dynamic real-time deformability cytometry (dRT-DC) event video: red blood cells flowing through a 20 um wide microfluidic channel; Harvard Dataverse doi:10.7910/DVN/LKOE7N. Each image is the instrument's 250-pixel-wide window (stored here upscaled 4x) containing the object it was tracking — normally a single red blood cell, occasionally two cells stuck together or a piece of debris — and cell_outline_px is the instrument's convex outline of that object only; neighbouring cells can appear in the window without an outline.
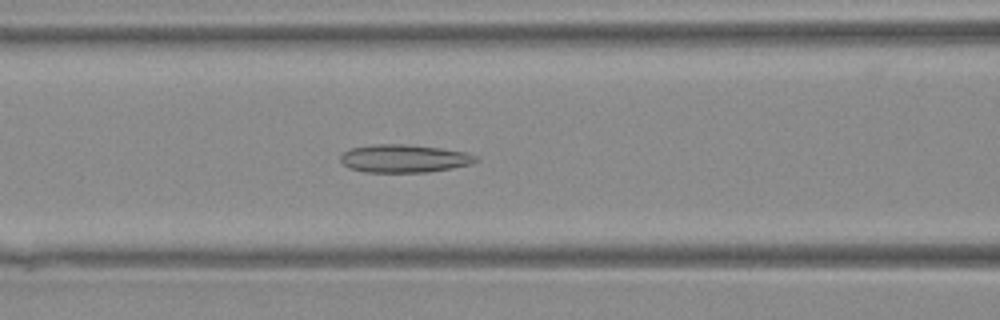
{"species": "Egyptian fruit bat (a non-hibernating species)", "species_latin": "Rousettus aegyptiacus", "temperature_condition": "warm", "stored_images_in_passage": 42, "segment_of_instrument_passage": [1, 2], "camera_frame_rate_fps": 3000, "um_per_image_px": 0.085, "animal": {"sex": "female"}, "frame": {"image": 1, "passage_image": 18, "time_ms": 5.667, "image_size_px": [1000, 320], "cell_outline_px": [[476, 160], [468, 164], [428, 172], [364, 172], [348, 168], [340, 160], [340, 156], [344, 152], [352, 148], [376, 144], [404, 144], [440, 148], [464, 152], [476, 156]], "centroid_in_image_um": [34.27, 13.47], "position_along_channel_um": 132.3, "area_um2": 21.68}}
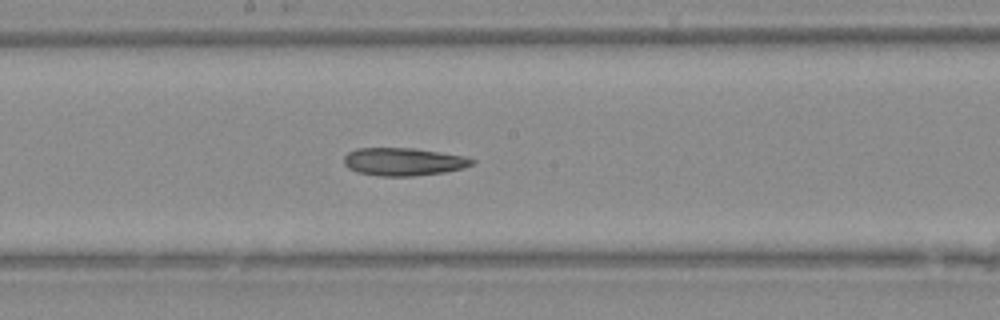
{"frame": {"image": 2, "passage_image": 23, "time_ms": 7.333, "image_size_px": [1000, 320], "cell_outline_px": [[476, 160], [472, 164], [464, 168], [444, 172], [412, 176], [380, 176], [356, 172], [348, 168], [344, 164], [344, 156], [348, 152], [356, 148], [412, 148], [464, 156]], "centroid_in_image_um": [34.26, 13.75], "position_along_channel_um": 213.9, "area_um2": 20.75}}
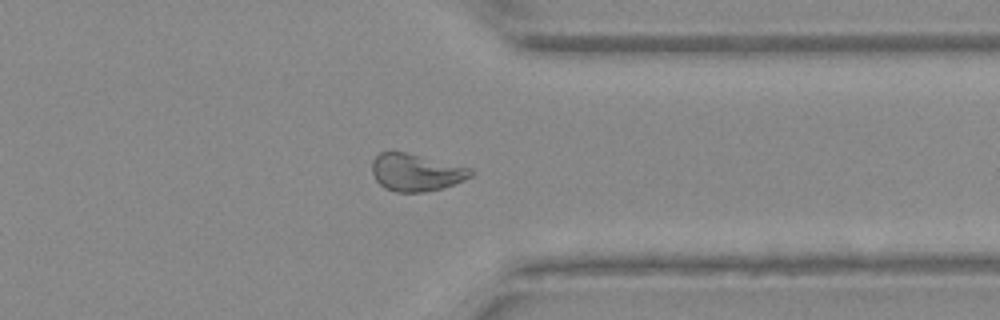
{"frame": {"image": 3, "passage_image": 33, "time_ms": 10.667, "image_size_px": [1000, 320], "cell_outline_px": [[472, 176], [464, 180], [444, 188], [424, 192], [396, 192], [384, 188], [376, 180], [372, 172], [372, 160], [380, 152], [404, 152], [472, 168]], "centroid_in_image_um": [35.36, 14.67], "position_along_channel_um": 376.0, "area_um2": 21.39}}